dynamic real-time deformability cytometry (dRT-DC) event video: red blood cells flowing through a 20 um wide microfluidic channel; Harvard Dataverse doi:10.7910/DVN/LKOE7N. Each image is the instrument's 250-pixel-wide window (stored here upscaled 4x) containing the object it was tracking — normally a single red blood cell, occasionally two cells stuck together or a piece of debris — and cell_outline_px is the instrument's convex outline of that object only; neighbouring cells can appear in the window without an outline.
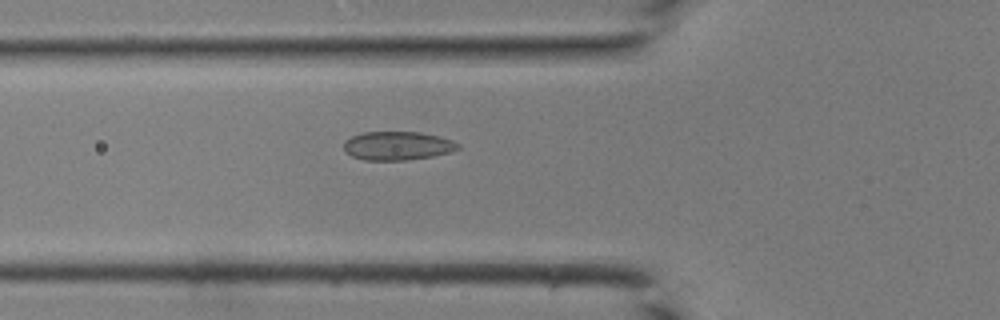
{"species": "common noctule bat (a hibernating species)", "species_latin": "Nyctalus noctula", "temperature_condition": "room temperature", "stored_images_in_passage": 32, "camera_frame_rate_fps": 3000, "um_per_image_px": 0.085, "animal": {"sex": "male", "body_mass_g": 19.0, "forearm_length_mm": 50.8}, "frame": {"image": 1, "passage_image": 8, "time_ms": 2.333, "image_size_px": [1000, 320], "cell_outline_px": [[460, 148], [448, 152], [432, 156], [404, 160], [364, 160], [352, 156], [344, 148], [344, 140], [352, 136], [364, 132], [420, 132], [440, 136], [452, 140], [460, 144]], "centroid_in_image_um": [33.79, 12.38], "position_along_channel_um": 92.0, "area_um2": 18.96}}
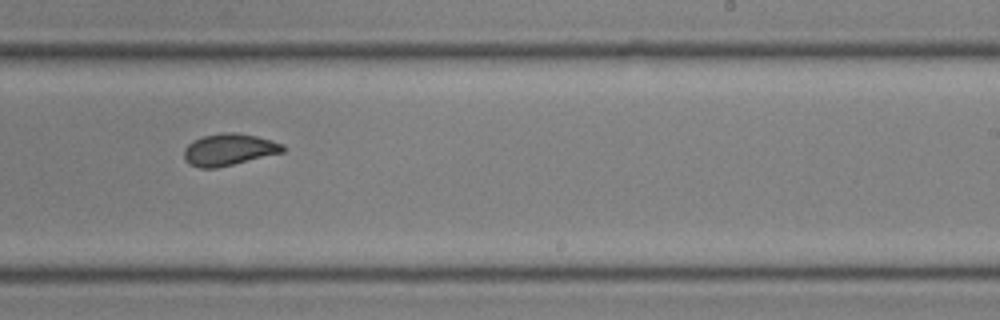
{"frame": {"image": 2, "passage_image": 19, "time_ms": 6.0, "image_size_px": [1000, 320], "cell_outline_px": [[284, 152], [216, 168], [200, 168], [188, 164], [184, 160], [184, 148], [188, 144], [204, 136], [224, 132], [232, 132], [256, 136], [272, 140], [284, 144]], "centroid_in_image_um": [19.45, 12.72], "position_along_channel_um": 269.5, "area_um2": 18.21}}
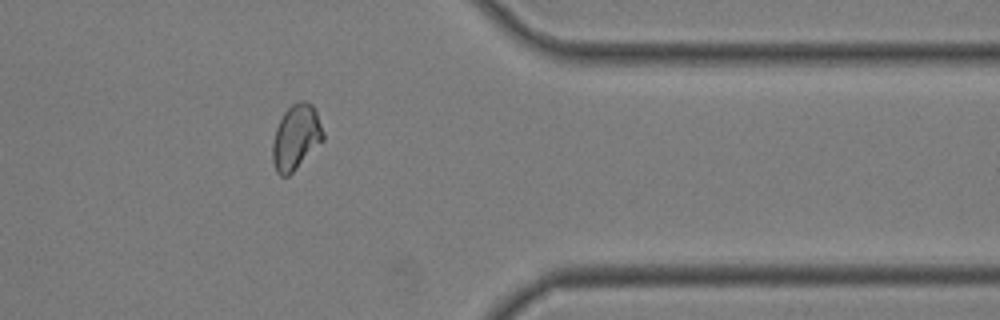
{"frame": {"image": 3, "passage_image": 27, "time_ms": 8.667, "image_size_px": [1000, 320], "cell_outline_px": [[324, 140], [288, 176], [280, 176], [276, 172], [272, 160], [272, 144], [276, 128], [284, 112], [292, 104], [300, 100], [304, 100], [312, 104], [316, 108], [324, 132]], "centroid_in_image_um": [25.17, 11.64], "position_along_channel_um": 386.2, "area_um2": 19.31}}